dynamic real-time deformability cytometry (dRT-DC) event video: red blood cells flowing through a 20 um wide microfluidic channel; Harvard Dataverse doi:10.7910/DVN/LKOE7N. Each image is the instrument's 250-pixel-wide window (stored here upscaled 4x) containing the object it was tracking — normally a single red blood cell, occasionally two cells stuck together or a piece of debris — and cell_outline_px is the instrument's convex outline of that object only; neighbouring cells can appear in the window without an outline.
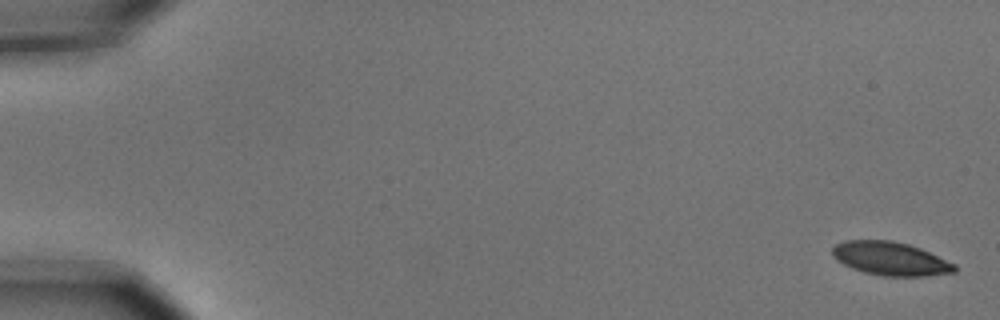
{"species": "common noctule bat (a hibernating species)", "species_latin": "Nyctalus noctula", "temperature_condition": "cold", "stored_images_in_passage": 5, "camera_frame_rate_fps": 3000, "um_per_image_px": 0.085, "animal": {"sex": "male", "body_mass_g": 15.6}, "frame": {"image": 1, "passage_image": 1, "time_ms": 0.0, "image_size_px": [1000, 320], "cell_outline_px": [[956, 272], [928, 276], [884, 276], [864, 272], [852, 268], [836, 260], [832, 256], [832, 248], [836, 244], [844, 240], [892, 240], [908, 244], [920, 248], [956, 264]], "centroid_in_image_um": [75.69, 21.98], "position_along_channel_um": 9.3, "area_um2": 23.93}}
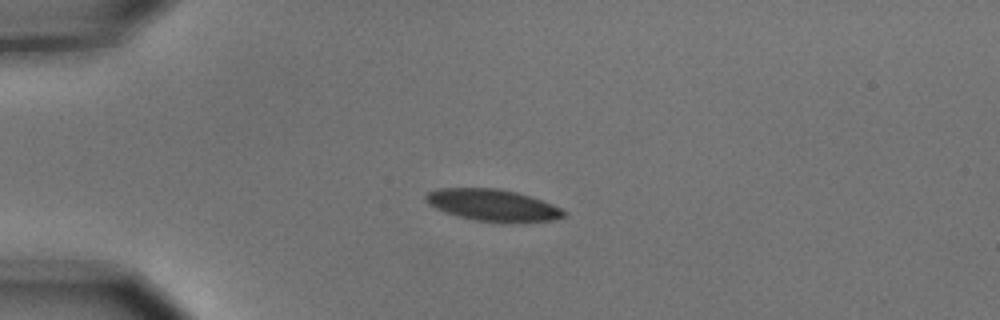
{"frame": {"image": 2, "passage_image": 4, "time_ms": 1.0, "image_size_px": [1000, 320], "cell_outline_px": [[568, 212], [564, 216], [552, 220], [516, 224], [504, 224], [472, 220], [456, 216], [444, 212], [428, 204], [424, 200], [424, 196], [428, 192], [436, 188], [496, 188], [516, 192], [552, 204]], "centroid_in_image_um": [41.86, 17.47], "position_along_channel_um": 43.1, "area_um2": 26.13}}